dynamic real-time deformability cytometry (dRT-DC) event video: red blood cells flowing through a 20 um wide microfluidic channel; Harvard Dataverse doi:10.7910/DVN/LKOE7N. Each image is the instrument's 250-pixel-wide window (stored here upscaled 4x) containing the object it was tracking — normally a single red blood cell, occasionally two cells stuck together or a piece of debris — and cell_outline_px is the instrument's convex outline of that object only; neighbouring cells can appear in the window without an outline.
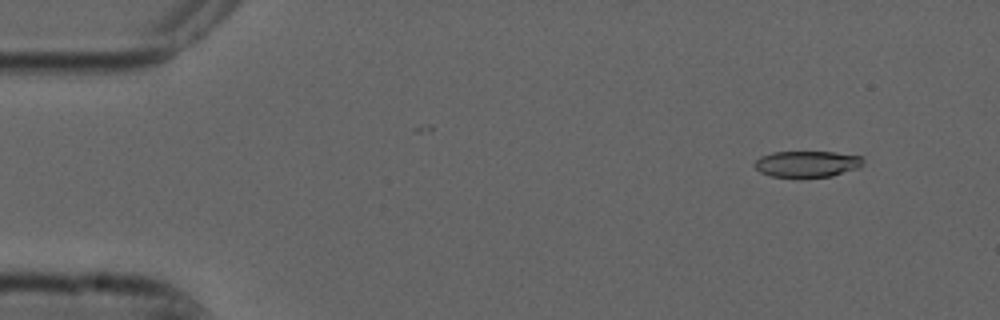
{"species": "common noctule bat (a hibernating species)", "species_latin": "Nyctalus noctula", "temperature_condition": "cold", "stored_images_in_passage": 54, "camera_frame_rate_fps": 3000, "um_per_image_px": 0.085, "animal": {"sex": "male", "forearm_length_mm": 52.5}, "frame": {"image": 1, "passage_image": 5, "time_ms": 1.333, "image_size_px": [1000, 320], "cell_outline_px": [[864, 164], [860, 168], [832, 176], [772, 176], [760, 172], [752, 164], [760, 156], [772, 152], [836, 152], [860, 156], [864, 160]], "centroid_in_image_um": [68.62, 13.92], "position_along_channel_um": 16.4, "area_um2": 16.53}}
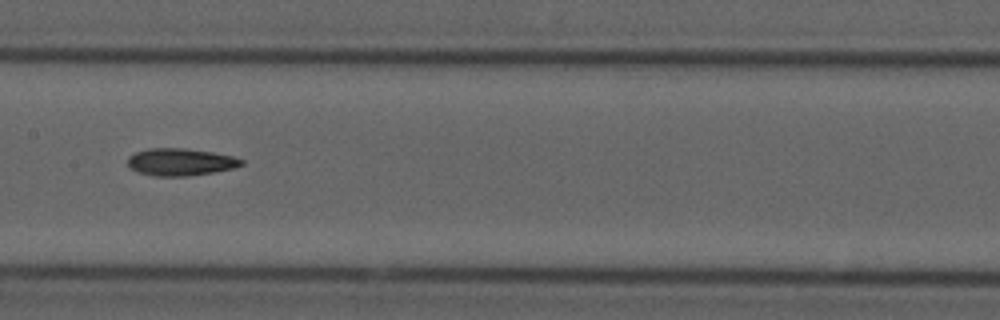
{"frame": {"image": 2, "passage_image": 27, "time_ms": 8.667, "image_size_px": [1000, 320], "cell_outline_px": [[244, 164], [232, 168], [212, 172], [184, 176], [156, 176], [136, 172], [128, 164], [128, 156], [136, 152], [148, 148], [184, 148], [212, 152], [232, 156], [244, 160]], "centroid_in_image_um": [15.32, 13.76], "position_along_channel_um": 192.1, "area_um2": 17.92}}
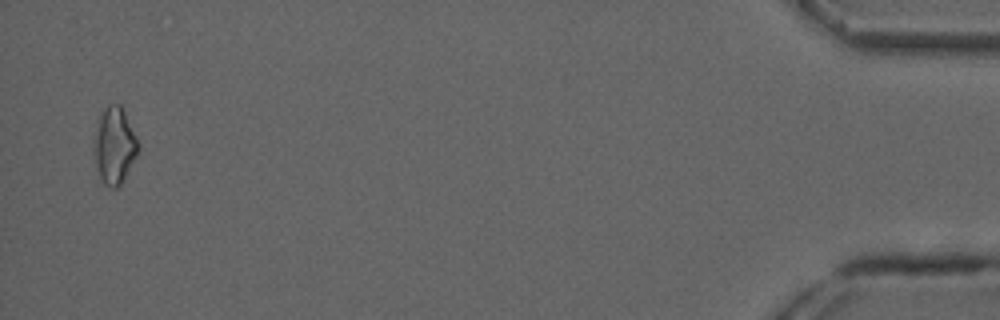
{"frame": {"image": 3, "passage_image": 53, "time_ms": 17.333, "image_size_px": [1000, 320], "cell_outline_px": [[140, 148], [136, 156], [120, 184], [116, 188], [112, 188], [104, 184], [100, 180], [92, 148], [96, 128], [100, 116], [104, 108], [108, 104], [120, 104], [140, 144]], "centroid_in_image_um": [9.71, 12.38], "position_along_channel_um": 425.5, "area_um2": 19.59}}